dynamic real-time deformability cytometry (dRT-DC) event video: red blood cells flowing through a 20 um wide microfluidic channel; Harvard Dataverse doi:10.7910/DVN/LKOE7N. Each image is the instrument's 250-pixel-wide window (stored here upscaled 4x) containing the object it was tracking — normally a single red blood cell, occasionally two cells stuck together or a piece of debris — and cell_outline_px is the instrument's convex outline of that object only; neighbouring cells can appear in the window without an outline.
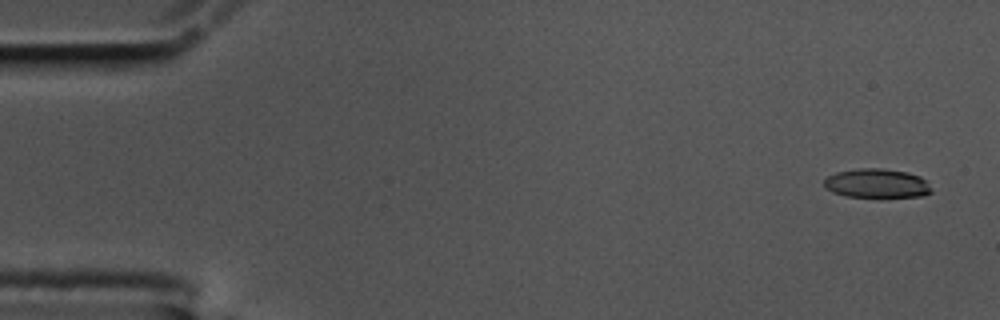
{"species": "common noctule bat (a hibernating species)", "species_latin": "Nyctalus noctula", "temperature_condition": "cold", "stored_images_in_passage": 58, "camera_frame_rate_fps": 3000, "um_per_image_px": 0.085, "animal": {"sex": "male", "body_mass_g": 17.5, "forearm_length_mm": 52.3}, "frame": {"image": 1, "passage_image": 3, "time_ms": 0.667, "image_size_px": [1000, 320], "cell_outline_px": [[932, 192], [924, 196], [880, 200], [844, 196], [832, 192], [824, 188], [824, 180], [828, 176], [836, 172], [856, 168], [884, 168], [908, 172], [920, 176], [928, 180], [932, 188]], "centroid_in_image_um": [74.58, 15.64], "position_along_channel_um": 10.4, "area_um2": 19.54}}
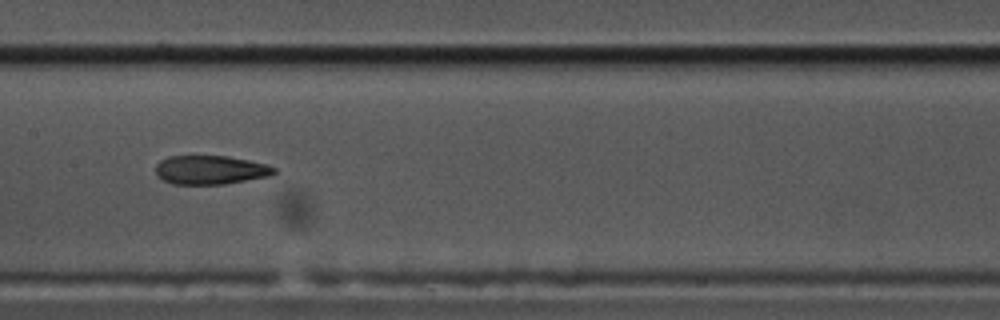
{"frame": {"image": 2, "passage_image": 29, "time_ms": 9.333, "image_size_px": [1000, 320], "cell_outline_px": [[276, 172], [268, 176], [224, 184], [172, 184], [164, 180], [156, 172], [156, 164], [160, 160], [168, 156], [228, 156], [268, 164], [276, 168]], "centroid_in_image_um": [17.89, 14.43], "position_along_channel_um": 189.5, "area_um2": 19.83}}
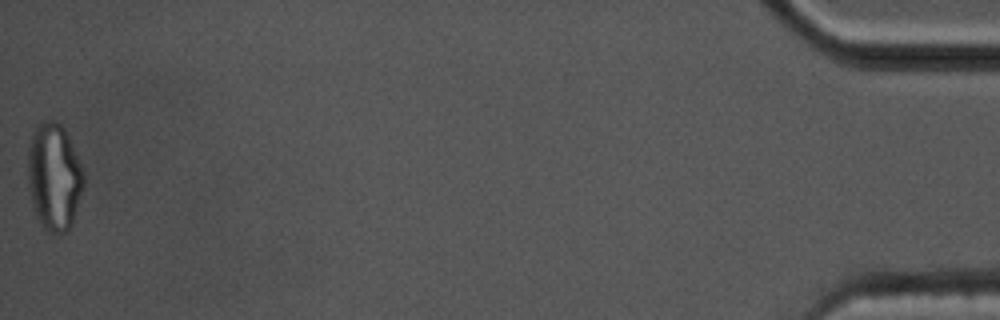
{"frame": {"image": 3, "passage_image": 58, "time_ms": 19.0, "image_size_px": [1000, 320], "cell_outline_px": [[84, 184], [72, 224], [64, 232], [56, 236], [48, 232], [40, 224], [36, 216], [32, 204], [28, 188], [28, 148], [32, 136], [36, 128], [44, 120], [56, 120], [64, 128], [72, 144], [84, 172]], "centroid_in_image_um": [4.59, 15.06], "position_along_channel_um": 430.6, "area_um2": 34.97}, "authors_computed_cell_mechanics": {"area_um2": 20.6924, "velocity_mm_per_s": 3.5063, "shape_relaxation_time_tau1_ms": null, "shape_relaxation_time_tau2_ms": 3.648, "deformation_change_tau1": null, "deformation_change_tau2": 0.1276}}